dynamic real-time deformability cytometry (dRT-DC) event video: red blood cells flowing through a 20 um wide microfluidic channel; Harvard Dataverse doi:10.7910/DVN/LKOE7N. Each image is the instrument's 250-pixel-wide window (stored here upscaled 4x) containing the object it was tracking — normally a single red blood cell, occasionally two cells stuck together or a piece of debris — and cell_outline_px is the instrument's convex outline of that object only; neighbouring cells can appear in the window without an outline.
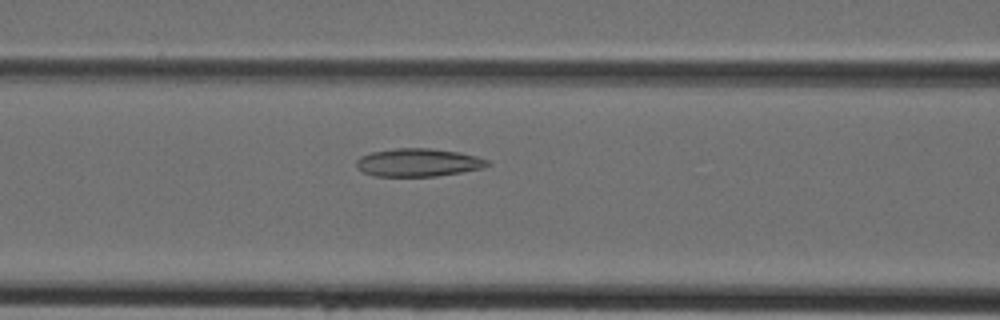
{"species": "Egyptian fruit bat (a non-hibernating species)", "species_latin": "Rousettus aegyptiacus", "temperature_condition": "cold", "stored_images_in_passage": 44, "camera_frame_rate_fps": 3000, "um_per_image_px": 0.085, "animal": {"sex": "female"}, "frame": {"image": 1, "passage_image": 18, "time_ms": 5.667, "image_size_px": [1000, 320], "cell_outline_px": [[492, 164], [484, 168], [436, 176], [372, 176], [364, 172], [356, 164], [356, 160], [360, 156], [372, 152], [396, 148], [428, 148], [460, 152], [476, 156], [488, 160]], "centroid_in_image_um": [35.58, 13.81], "position_along_channel_um": 131.0, "area_um2": 21.39}}
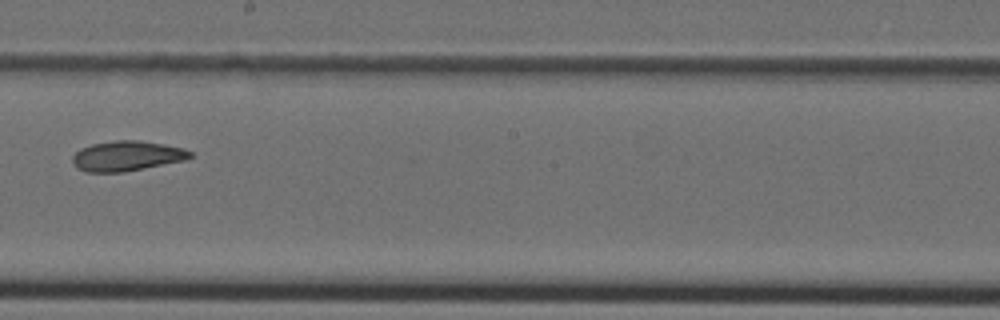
{"frame": {"image": 2, "passage_image": 25, "time_ms": 8.0, "image_size_px": [1000, 320], "cell_outline_px": [[192, 156], [184, 160], [124, 172], [84, 172], [76, 168], [72, 164], [72, 156], [80, 148], [92, 144], [116, 140], [140, 140], [164, 144], [184, 148], [192, 152]], "centroid_in_image_um": [10.74, 13.25], "position_along_channel_um": 237.5, "area_um2": 20.69}}
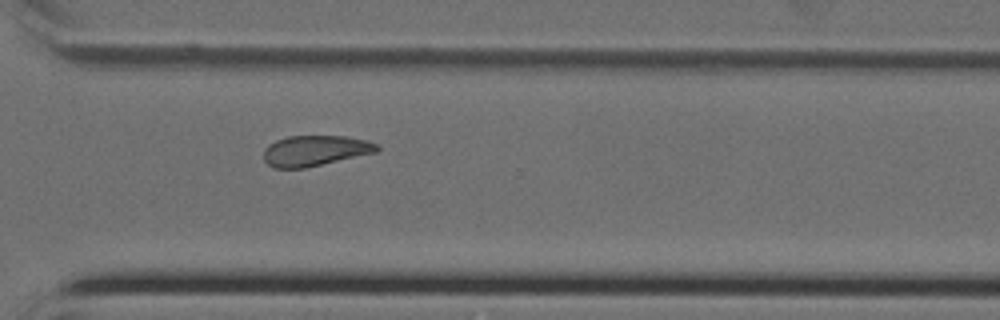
{"frame": {"image": 3, "passage_image": 32, "time_ms": 10.333, "image_size_px": [1000, 320], "cell_outline_px": [[380, 148], [376, 152], [304, 168], [272, 168], [264, 160], [264, 148], [268, 144], [276, 140], [288, 136], [344, 136], [364, 140], [376, 144]], "centroid_in_image_um": [26.72, 12.81], "position_along_channel_um": 343.9, "area_um2": 20.0}}